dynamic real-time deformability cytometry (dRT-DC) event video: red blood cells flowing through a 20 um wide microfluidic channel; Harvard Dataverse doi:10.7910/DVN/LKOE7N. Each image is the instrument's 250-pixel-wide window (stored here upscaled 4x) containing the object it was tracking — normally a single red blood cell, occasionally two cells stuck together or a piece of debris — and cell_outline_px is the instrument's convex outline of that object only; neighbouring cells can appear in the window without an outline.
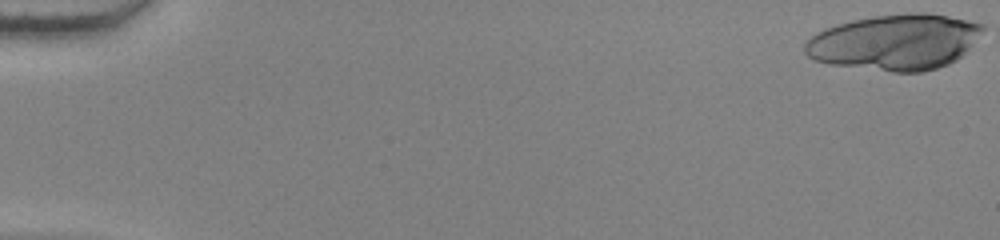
{"species": "human", "species_latin": "Homo sapiens", "temperature_condition": "warm", "stored_images_in_passage": 22, "camera_frame_rate_fps": 3000, "um_per_image_px": 0.085, "donor": {"sex": "female"}, "frame": {"image": 1, "passage_image": 1, "time_ms": 0.0, "image_size_px": [1000, 240], "cell_outline_px": [[984, 28], [972, 44], [956, 60], [948, 64], [936, 68], [920, 72], [892, 72], [828, 64], [816, 60], [808, 56], [804, 52], [804, 44], [816, 32], [824, 28], [852, 20], [876, 16], [912, 12], [924, 12], [948, 16], [968, 20], [984, 24]], "centroid_in_image_um": [76.05, 3.58], "position_along_channel_um": 9.0, "area_um2": 57.57}}